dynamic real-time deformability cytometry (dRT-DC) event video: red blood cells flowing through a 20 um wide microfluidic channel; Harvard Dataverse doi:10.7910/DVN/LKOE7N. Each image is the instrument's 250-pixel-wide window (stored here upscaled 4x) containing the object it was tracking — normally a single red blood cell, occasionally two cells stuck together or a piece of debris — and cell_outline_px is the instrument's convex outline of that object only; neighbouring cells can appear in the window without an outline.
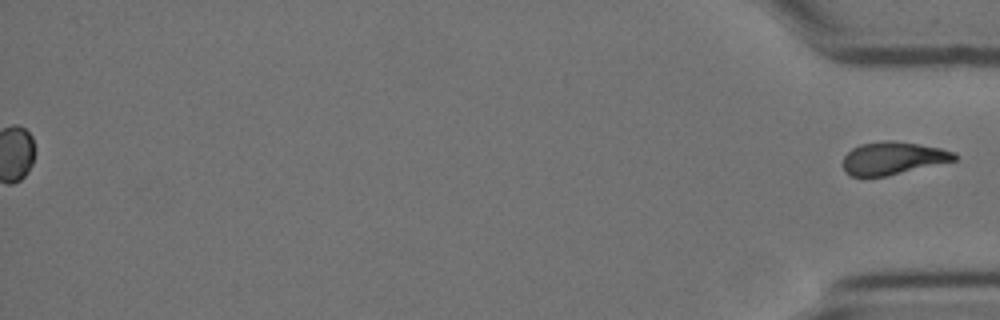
{"species": "Egyptian fruit bat (a non-hibernating species)", "species_latin": "Rousettus aegyptiacus", "temperature_condition": "cold", "stored_images_in_passage": 11, "segment_of_instrument_passage": [2, 2], "camera_frame_rate_fps": 3000, "um_per_image_px": 0.085, "animal": {"sex": "female"}, "frame": {"image": 1, "passage_image": 11, "time_ms": 3.333, "image_size_px": [1000, 320], "cell_outline_px": [[956, 160], [888, 176], [852, 176], [844, 172], [844, 156], [852, 148], [860, 144], [916, 144], [940, 148], [956, 152]], "centroid_in_image_um": [75.91, 13.51], "position_along_channel_um": 359.3, "area_um2": 20.23}}